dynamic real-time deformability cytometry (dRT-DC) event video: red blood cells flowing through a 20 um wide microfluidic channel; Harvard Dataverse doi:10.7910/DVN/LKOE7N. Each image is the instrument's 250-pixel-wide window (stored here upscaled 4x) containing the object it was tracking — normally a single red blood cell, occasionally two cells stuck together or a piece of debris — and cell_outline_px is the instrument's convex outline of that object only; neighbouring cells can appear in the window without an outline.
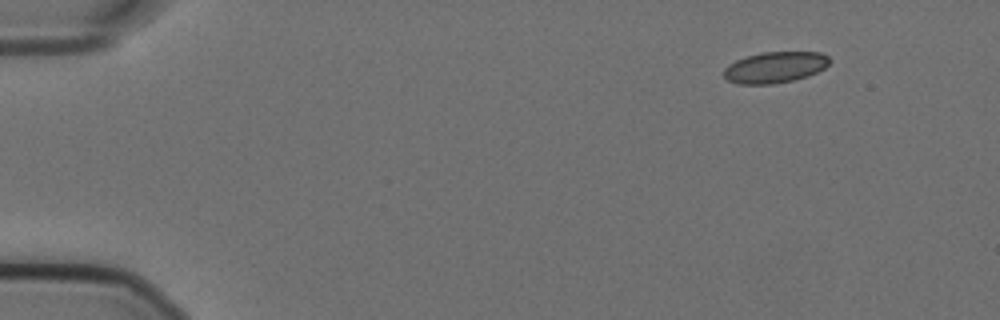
{"species": "Egyptian fruit bat (a non-hibernating species)", "species_latin": "Rousettus aegyptiacus", "temperature_condition": "cold", "stored_images_in_passage": 12, "camera_frame_rate_fps": 3000, "um_per_image_px": 0.085, "animal": {"sex": "female"}, "frame": {"image": 1, "passage_image": 1, "time_ms": 0.0, "image_size_px": [1000, 320], "cell_outline_px": [[832, 60], [824, 68], [808, 76], [792, 80], [772, 84], [736, 84], [728, 80], [724, 76], [724, 68], [728, 64], [736, 60], [748, 56], [764, 52], [820, 52], [828, 56]], "centroid_in_image_um": [65.87, 5.72], "position_along_channel_um": 19.1, "area_um2": 19.13}}
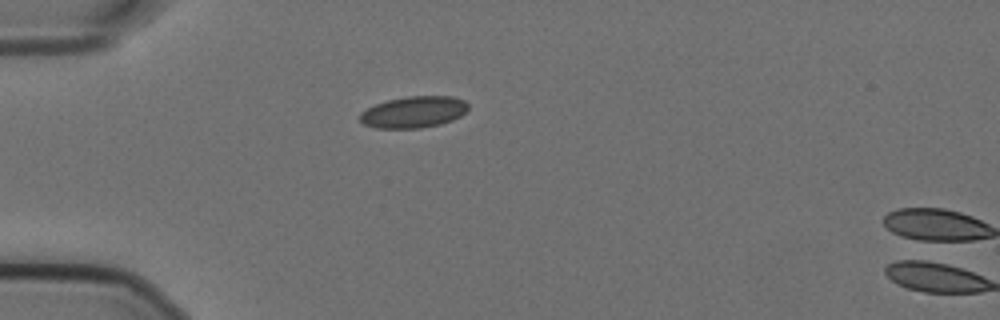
{"frame": {"image": 2, "passage_image": 11, "time_ms": 3.333, "image_size_px": [1000, 320], "cell_outline_px": [[468, 108], [460, 116], [452, 120], [440, 124], [420, 128], [376, 128], [364, 124], [360, 120], [360, 112], [376, 104], [388, 100], [408, 96], [452, 96], [464, 100], [468, 104]], "centroid_in_image_um": [35.16, 9.52], "position_along_channel_um": 49.8, "area_um2": 19.77}}